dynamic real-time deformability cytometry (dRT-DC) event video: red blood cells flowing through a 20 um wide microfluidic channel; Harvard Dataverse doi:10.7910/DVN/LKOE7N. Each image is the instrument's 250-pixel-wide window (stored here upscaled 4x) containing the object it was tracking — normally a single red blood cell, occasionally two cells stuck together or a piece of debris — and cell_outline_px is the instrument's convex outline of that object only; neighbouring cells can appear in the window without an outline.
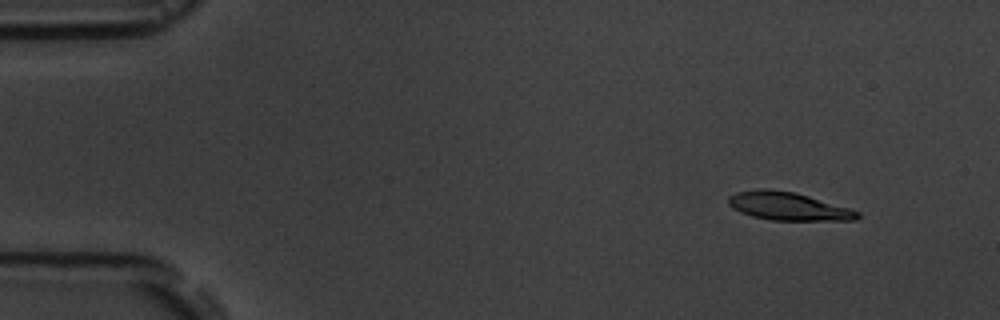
{"species": "common noctule bat (a hibernating species)", "species_latin": "Nyctalus noctula", "temperature_condition": "room temperature", "stored_images_in_passage": 5, "camera_frame_rate_fps": 3000, "um_per_image_px": 0.085, "animal": {"sex": "male", "body_mass_g": 19.5, "forearm_length_mm": 54.6}, "frame": {"image": 1, "passage_image": 2, "time_ms": 1.333, "image_size_px": [1000, 320], "cell_outline_px": [[860, 216], [856, 220], [772, 220], [752, 216], [740, 212], [732, 208], [728, 204], [728, 196], [736, 192], [760, 188], [764, 188], [792, 192], [808, 196], [848, 208], [860, 212]], "centroid_in_image_um": [66.95, 17.53], "position_along_channel_um": 18.1, "area_um2": 20.92}}
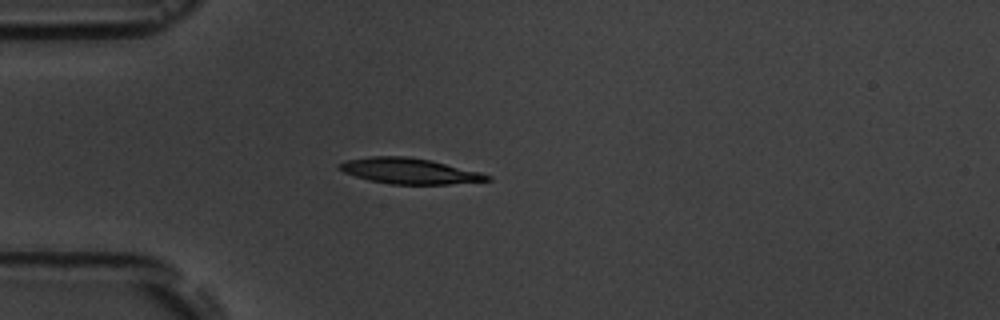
{"frame": {"image": 2, "passage_image": 5, "time_ms": 4.667, "image_size_px": [1000, 320], "cell_outline_px": [[492, 180], [448, 184], [392, 184], [368, 180], [344, 172], [336, 168], [336, 164], [344, 160], [372, 156], [408, 156], [432, 160], [480, 172], [492, 176]], "centroid_in_image_um": [34.76, 14.52], "position_along_channel_um": 50.2, "area_um2": 22.25}}